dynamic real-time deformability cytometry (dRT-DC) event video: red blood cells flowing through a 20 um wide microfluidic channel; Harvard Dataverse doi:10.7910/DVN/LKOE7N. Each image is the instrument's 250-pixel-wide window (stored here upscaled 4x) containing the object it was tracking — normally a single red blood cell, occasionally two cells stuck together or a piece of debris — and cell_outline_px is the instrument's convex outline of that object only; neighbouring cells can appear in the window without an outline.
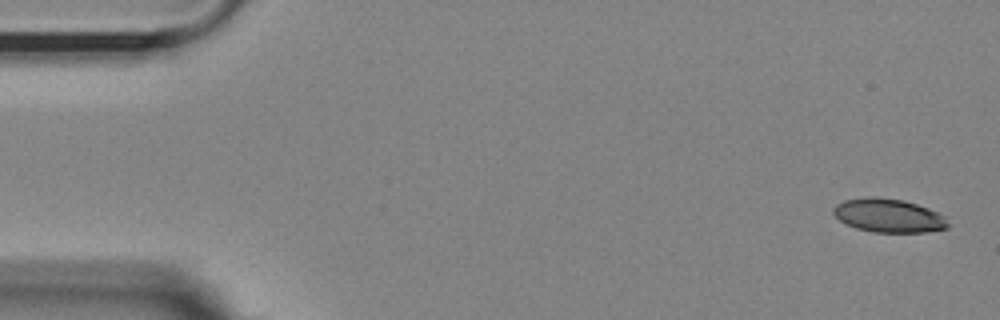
{"species": "Egyptian fruit bat (a non-hibernating species)", "species_latin": "Rousettus aegyptiacus", "temperature_condition": "room temperature", "stored_images_in_passage": 54, "camera_frame_rate_fps": 3000, "um_per_image_px": 0.085, "animal": {"sex": "female"}, "frame": {"image": 1, "passage_image": 1, "time_ms": 0.0, "image_size_px": [1000, 320], "cell_outline_px": [[948, 228], [924, 232], [872, 232], [856, 228], [840, 220], [832, 212], [832, 208], [836, 204], [844, 200], [864, 196], [876, 196], [904, 200], [928, 208], [944, 216], [948, 224]], "centroid_in_image_um": [75.49, 18.3], "position_along_channel_um": 9.5, "area_um2": 22.48}}
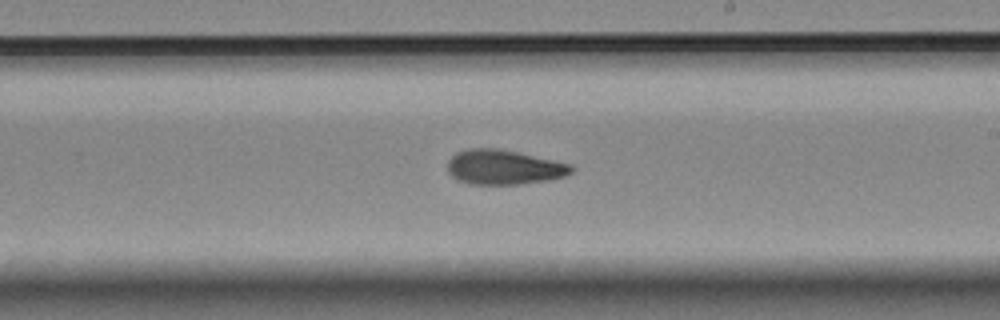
{"frame": {"image": 2, "passage_image": 31, "time_ms": 10.0, "image_size_px": [1000, 320], "cell_outline_px": [[572, 172], [564, 176], [548, 180], [520, 184], [468, 184], [456, 180], [448, 172], [448, 160], [456, 152], [468, 148], [496, 148], [516, 152], [568, 164], [572, 168]], "centroid_in_image_um": [42.74, 14.22], "position_along_channel_um": 246.3, "area_um2": 24.74}}
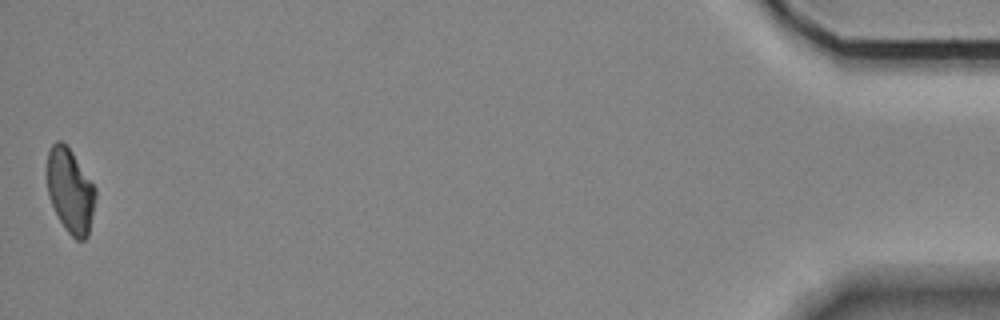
{"frame": {"image": 3, "passage_image": 54, "time_ms": 17.667, "image_size_px": [1000, 320], "cell_outline_px": [[96, 196], [88, 236], [84, 240], [76, 240], [64, 228], [48, 196], [48, 152], [52, 144], [56, 140], [60, 140], [72, 152], [96, 188]], "centroid_in_image_um": [5.98, 16.23], "position_along_channel_um": 429.2, "area_um2": 23.47}, "authors_computed_cell_mechanics": {"area_um2": 24.4205, "velocity_mm_per_s": 3.5994, "shape_relaxation_time_tau1_ms": 8.1243, "shape_relaxation_time_tau2_ms": 2.9702, "deformation_change_tau1": 0.1881, "deformation_change_tau2": 0.0991}}